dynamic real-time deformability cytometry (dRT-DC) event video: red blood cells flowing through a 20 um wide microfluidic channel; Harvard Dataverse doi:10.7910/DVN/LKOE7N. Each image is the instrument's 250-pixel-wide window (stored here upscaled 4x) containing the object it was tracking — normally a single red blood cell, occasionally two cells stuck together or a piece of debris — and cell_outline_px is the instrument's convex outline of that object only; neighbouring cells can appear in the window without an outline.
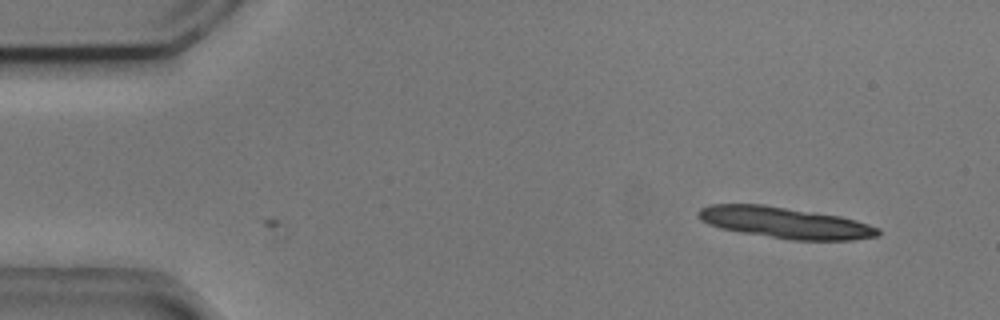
{"species": "common noctule bat (a hibernating species)", "species_latin": "Nyctalus noctula", "temperature_condition": "cold", "stored_images_in_passage": 3, "camera_frame_rate_fps": 3000, "um_per_image_px": 0.085, "animal": {"sex": "male", "body_mass_g": 20.5, "forearm_length_mm": 52.5}, "frame": {"image": 1, "passage_image": 3, "time_ms": 0.667, "image_size_px": [1000, 320], "cell_outline_px": [[880, 236], [852, 240], [792, 240], [740, 232], [720, 228], [708, 224], [700, 220], [696, 216], [696, 212], [700, 208], [708, 204], [764, 204], [840, 216], [856, 220], [880, 228]], "centroid_in_image_um": [66.7, 18.92], "position_along_channel_um": 18.3, "area_um2": 32.95}}